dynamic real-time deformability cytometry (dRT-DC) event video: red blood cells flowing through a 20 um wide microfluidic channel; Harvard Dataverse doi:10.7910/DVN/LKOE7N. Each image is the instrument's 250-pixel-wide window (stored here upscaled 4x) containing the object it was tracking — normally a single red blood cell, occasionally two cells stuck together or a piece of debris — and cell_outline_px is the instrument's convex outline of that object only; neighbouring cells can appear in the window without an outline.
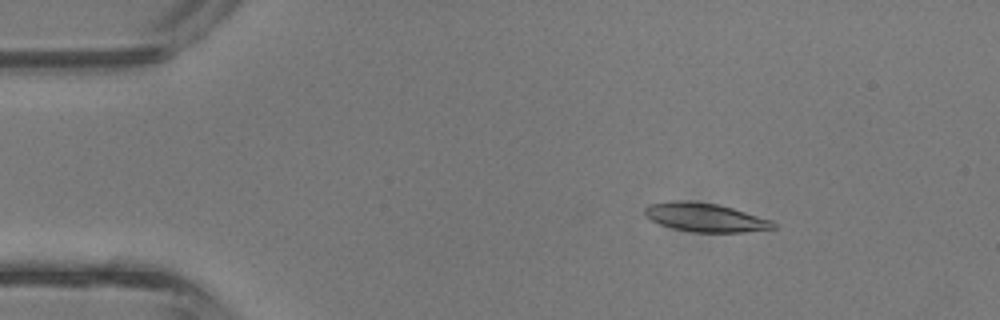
{"species": "common noctule bat (a hibernating species)", "species_latin": "Nyctalus noctula", "temperature_condition": "room temperature", "stored_images_in_passage": 3, "camera_frame_rate_fps": 3000, "um_per_image_px": 0.085, "animal": {"sex": "male", "body_mass_g": 13.3}, "frame": {"image": 1, "passage_image": 2, "time_ms": 0.333, "image_size_px": [1000, 320], "cell_outline_px": [[776, 228], [744, 232], [696, 232], [672, 228], [660, 224], [644, 216], [644, 208], [648, 204], [676, 200], [688, 200], [716, 204], [732, 208], [772, 220], [776, 224]], "centroid_in_image_um": [59.92, 18.47], "position_along_channel_um": 25.1, "area_um2": 21.44}}
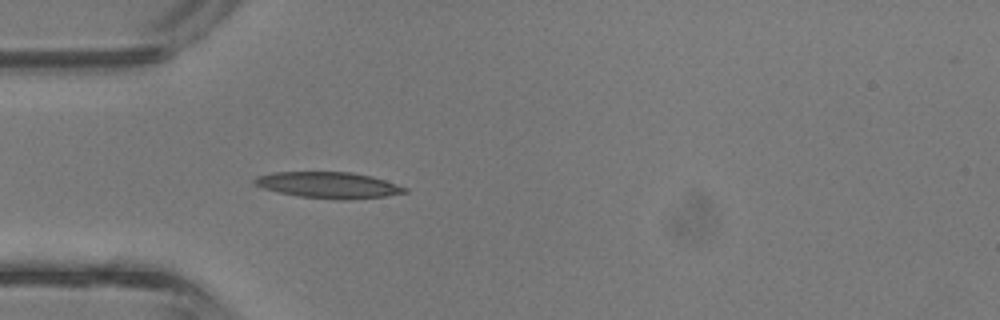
{"frame": {"image": 2, "passage_image": 3, "time_ms": 0.667, "image_size_px": [1000, 320], "cell_outline_px": [[408, 192], [384, 196], [344, 200], [340, 200], [300, 196], [280, 192], [264, 188], [252, 184], [252, 180], [256, 176], [272, 172], [352, 172], [372, 176], [408, 188]], "centroid_in_image_um": [27.9, 15.72], "position_along_channel_um": 57.1, "area_um2": 22.83}}